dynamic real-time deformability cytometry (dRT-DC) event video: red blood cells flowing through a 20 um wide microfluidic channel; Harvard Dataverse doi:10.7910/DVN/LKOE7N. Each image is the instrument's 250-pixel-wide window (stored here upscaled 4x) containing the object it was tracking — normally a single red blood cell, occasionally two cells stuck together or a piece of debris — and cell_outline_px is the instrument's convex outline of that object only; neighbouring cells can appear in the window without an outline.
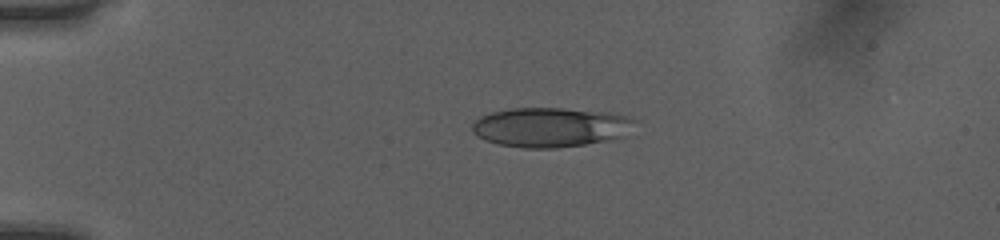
{"species": "human", "species_latin": "Homo sapiens", "temperature_condition": "room temperature", "stored_images_in_passage": 40, "camera_frame_rate_fps": 3000, "um_per_image_px": 0.085, "donor": {"sex": "female"}, "frame": {"image": 1, "passage_image": 1, "time_ms": 0.0, "image_size_px": [1000, 240], "cell_outline_px": [[632, 120], [620, 136], [584, 144], [556, 148], [524, 148], [500, 144], [488, 140], [472, 132], [472, 124], [480, 116], [492, 112], [512, 108], [560, 108], [620, 116]], "centroid_in_image_um": [46.57, 10.82], "position_along_channel_um": 38.4, "area_um2": 35.66}}
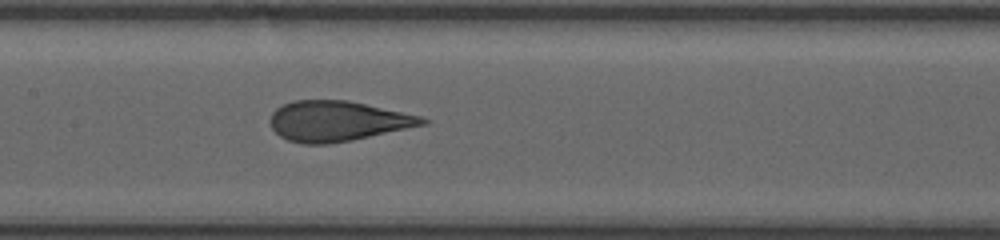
{"frame": {"image": 2, "passage_image": 15, "time_ms": 4.667, "image_size_px": [1000, 240], "cell_outline_px": [[428, 124], [352, 140], [328, 144], [304, 144], [288, 140], [280, 136], [272, 128], [272, 112], [276, 108], [292, 100], [348, 100], [420, 116], [428, 120]], "centroid_in_image_um": [28.68, 10.29], "position_along_channel_um": 178.7, "area_um2": 35.43}}
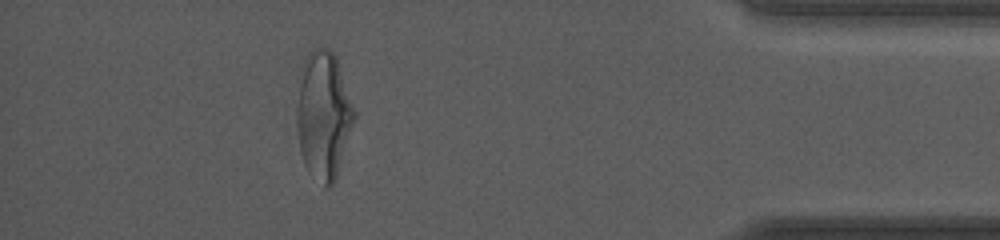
{"frame": {"image": 3, "passage_image": 35, "time_ms": 11.333, "image_size_px": [1000, 240], "cell_outline_px": [[356, 120], [332, 188], [324, 188], [304, 164], [300, 152], [296, 120], [296, 116], [300, 68], [304, 56], [312, 48], [328, 48], [336, 56], [356, 112]], "centroid_in_image_um": [27.5, 9.77], "position_along_channel_um": 407.7, "area_um2": 43.35}, "authors_computed_cell_mechanics": {"area_um2": 36.2695, "velocity_mm_per_s": 4.0383, "shape_relaxation_time_tau1_ms": 4.7274, "shape_relaxation_time_tau2_ms": 0.8541, "deformation_change_tau1": 0.1737, "deformation_change_tau2": 0.0949}}